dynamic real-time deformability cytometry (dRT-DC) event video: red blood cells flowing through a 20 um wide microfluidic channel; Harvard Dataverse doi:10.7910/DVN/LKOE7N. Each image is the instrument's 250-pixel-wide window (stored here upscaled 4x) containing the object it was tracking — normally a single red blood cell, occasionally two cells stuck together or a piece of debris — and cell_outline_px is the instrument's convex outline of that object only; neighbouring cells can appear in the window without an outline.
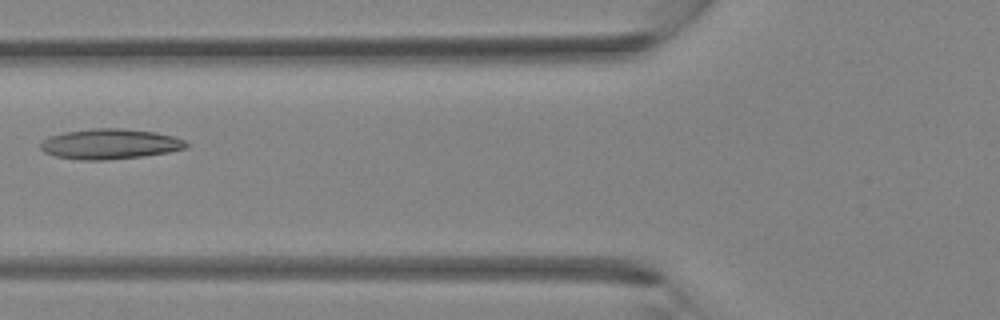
{"species": "Egyptian fruit bat (a non-hibernating species)", "species_latin": "Rousettus aegyptiacus", "temperature_condition": "room temperature", "stored_images_in_passage": 5, "camera_frame_rate_fps": 3000, "um_per_image_px": 0.085, "animal": {"sex": "female"}, "frame": {"image": 1, "passage_image": 5, "time_ms": 4.667, "image_size_px": [1000, 320], "cell_outline_px": [[188, 148], [168, 152], [144, 156], [104, 160], [80, 160], [56, 156], [44, 152], [40, 148], [40, 144], [44, 140], [52, 136], [64, 132], [92, 128], [120, 128], [152, 132], [172, 136], [184, 140], [188, 144]], "centroid_in_image_um": [9.35, 12.24], "position_along_channel_um": 116.5, "area_um2": 25.49}}